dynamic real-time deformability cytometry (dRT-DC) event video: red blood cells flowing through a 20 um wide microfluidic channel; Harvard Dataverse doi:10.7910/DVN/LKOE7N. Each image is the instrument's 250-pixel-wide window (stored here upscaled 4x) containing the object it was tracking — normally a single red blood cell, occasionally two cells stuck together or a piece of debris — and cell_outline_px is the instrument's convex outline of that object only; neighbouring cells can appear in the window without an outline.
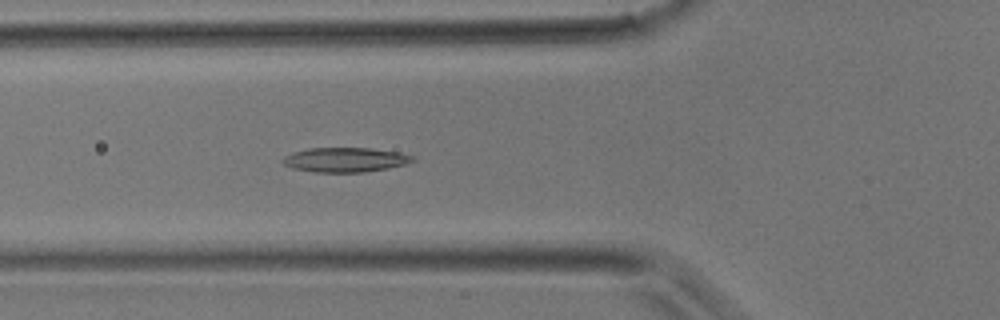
{"species": "common noctule bat (a hibernating species)", "species_latin": "Nyctalus noctula", "temperature_condition": "room temperature", "stored_images_in_passage": 34, "camera_frame_rate_fps": 3000, "um_per_image_px": 0.085, "animal": {"sex": "male", "body_mass_g": 17.9}, "frame": {"image": 1, "passage_image": 8, "time_ms": 2.333, "image_size_px": [1000, 320], "cell_outline_px": [[416, 160], [404, 164], [388, 168], [364, 172], [316, 172], [292, 168], [284, 164], [280, 160], [284, 156], [292, 152], [308, 148], [372, 148], [400, 152], [416, 156]], "centroid_in_image_um": [29.35, 13.57], "position_along_channel_um": 96.4, "area_um2": 18.73}}
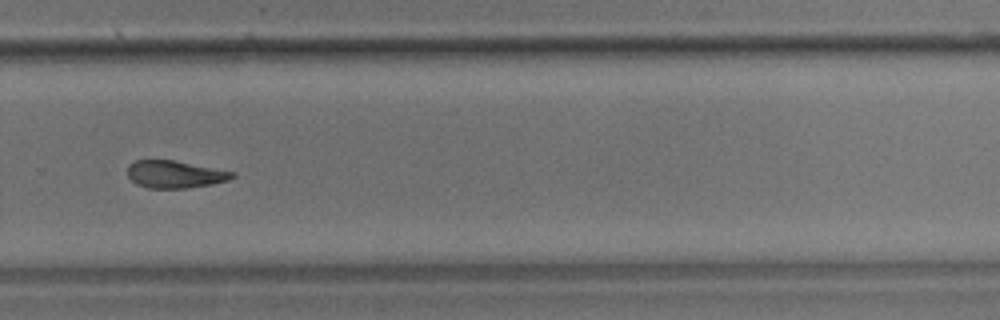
{"frame": {"image": 2, "passage_image": 21, "time_ms": 6.667, "image_size_px": [1000, 320], "cell_outline_px": [[236, 176], [228, 180], [212, 184], [184, 188], [148, 188], [136, 184], [128, 176], [128, 164], [136, 160], [172, 160], [236, 172]], "centroid_in_image_um": [14.87, 14.81], "position_along_channel_um": 314.9, "area_um2": 16.65}}
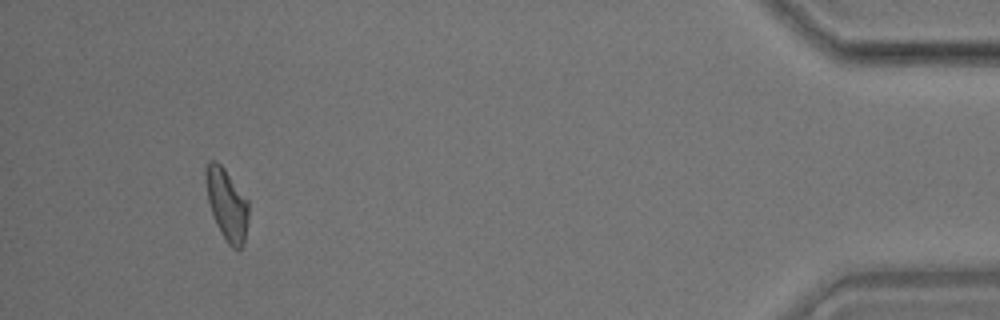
{"frame": {"image": 3, "passage_image": 31, "time_ms": 10.0, "image_size_px": [1000, 320], "cell_outline_px": [[248, 220], [244, 244], [240, 248], [232, 248], [228, 244], [216, 224], [208, 200], [204, 180], [204, 168], [212, 160], [216, 160], [224, 168], [248, 200]], "centroid_in_image_um": [19.27, 17.36], "position_along_channel_um": 415.9, "area_um2": 17.8}}